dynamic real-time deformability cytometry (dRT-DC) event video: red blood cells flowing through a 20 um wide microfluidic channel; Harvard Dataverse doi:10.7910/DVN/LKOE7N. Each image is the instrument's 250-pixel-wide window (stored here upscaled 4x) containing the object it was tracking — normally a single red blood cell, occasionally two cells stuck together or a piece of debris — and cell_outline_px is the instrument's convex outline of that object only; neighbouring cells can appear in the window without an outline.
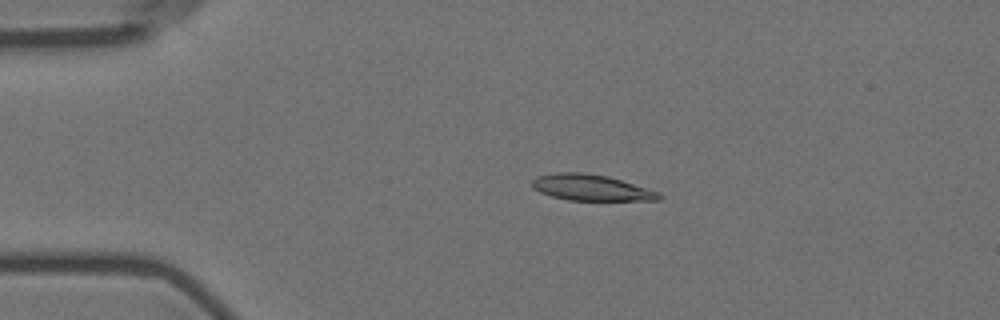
{"species": "Egyptian fruit bat (a non-hibernating species)", "species_latin": "Rousettus aegyptiacus", "temperature_condition": "room temperature", "stored_images_in_passage": 6, "camera_frame_rate_fps": 3000, "um_per_image_px": 0.085, "animal": {"sex": "female"}, "frame": {"image": 1, "passage_image": 4, "time_ms": 3.333, "image_size_px": [1000, 320], "cell_outline_px": [[664, 196], [660, 200], [568, 200], [552, 196], [540, 192], [532, 188], [532, 180], [536, 176], [556, 172], [580, 172], [608, 176], [660, 192]], "centroid_in_image_um": [50.24, 15.94], "position_along_channel_um": 34.8, "area_um2": 19.31}}
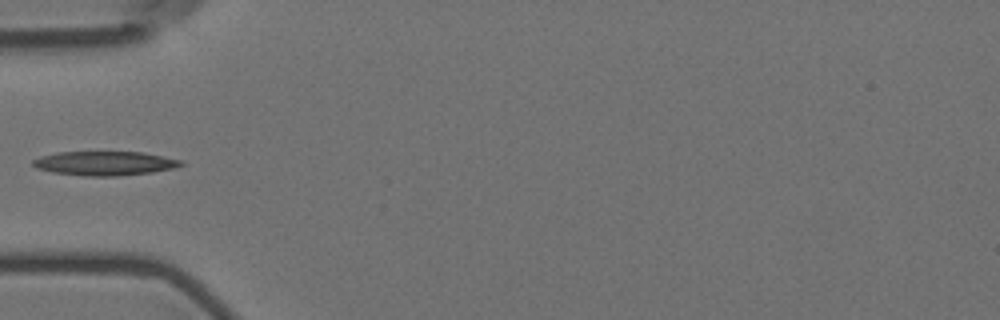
{"frame": {"image": 2, "passage_image": 6, "time_ms": 5.667, "image_size_px": [1000, 320], "cell_outline_px": [[184, 164], [176, 168], [152, 172], [116, 176], [84, 176], [52, 172], [36, 168], [32, 164], [32, 160], [40, 156], [56, 152], [144, 152], [184, 160]], "centroid_in_image_um": [8.92, 13.88], "position_along_channel_um": 76.1, "area_um2": 21.04}}